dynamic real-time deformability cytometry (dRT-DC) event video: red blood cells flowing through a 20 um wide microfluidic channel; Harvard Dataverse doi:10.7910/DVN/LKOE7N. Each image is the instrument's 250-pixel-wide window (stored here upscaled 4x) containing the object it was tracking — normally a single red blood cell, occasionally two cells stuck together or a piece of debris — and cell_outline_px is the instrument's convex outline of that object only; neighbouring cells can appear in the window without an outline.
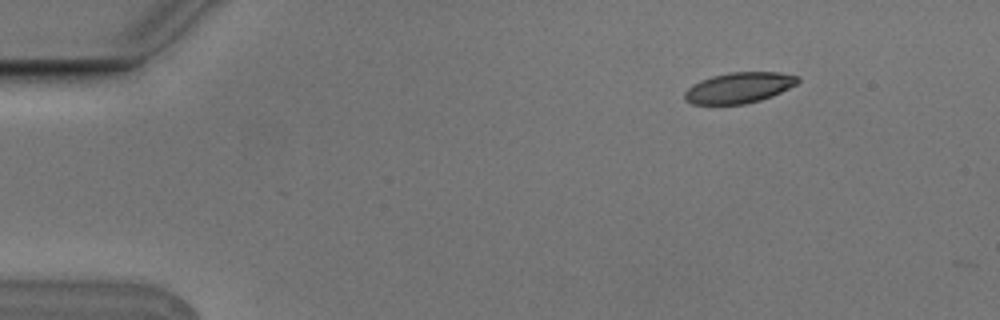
{"species": "Egyptian fruit bat (a non-hibernating species)", "species_latin": "Rousettus aegyptiacus", "temperature_condition": "cold", "stored_images_in_passage": 3, "camera_frame_rate_fps": 3000, "um_per_image_px": 0.085, "animal": {"sex": "male"}, "frame": {"image": 1, "passage_image": 1, "time_ms": 0.0, "image_size_px": [1000, 320], "cell_outline_px": [[800, 80], [796, 84], [772, 96], [760, 100], [744, 104], [692, 104], [684, 100], [684, 92], [688, 88], [700, 80], [712, 76], [728, 72], [780, 72], [800, 76]], "centroid_in_image_um": [62.81, 7.45], "position_along_channel_um": 22.2, "area_um2": 20.29}}